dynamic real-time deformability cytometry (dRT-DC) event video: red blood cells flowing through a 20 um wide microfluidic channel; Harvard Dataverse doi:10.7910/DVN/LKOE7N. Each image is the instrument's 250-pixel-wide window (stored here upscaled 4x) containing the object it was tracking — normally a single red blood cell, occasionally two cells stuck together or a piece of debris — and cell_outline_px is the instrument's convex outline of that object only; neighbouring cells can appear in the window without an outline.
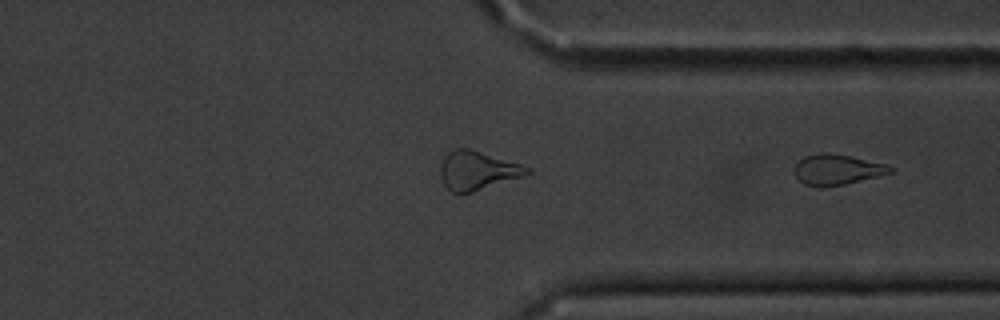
{"species": "common noctule bat (a hibernating species)", "species_latin": "Nyctalus noctula", "temperature_condition": "cold", "stored_images_in_passage": 23, "camera_frame_rate_fps": 3000, "um_per_image_px": 0.085, "animal": {"sex": "male", "body_mass_g": 20.1, "forearm_length_mm": 53.5}, "frame": {"image": 1, "passage_image": 23, "time_ms": 7.333, "image_size_px": [1000, 320], "cell_outline_px": [[892, 172], [844, 184], [824, 188], [820, 188], [804, 184], [796, 176], [796, 164], [804, 156], [824, 152], [848, 156], [888, 164], [892, 168]], "centroid_in_image_um": [71.13, 14.42], "position_along_channel_um": 340.3, "area_um2": 16.7}}